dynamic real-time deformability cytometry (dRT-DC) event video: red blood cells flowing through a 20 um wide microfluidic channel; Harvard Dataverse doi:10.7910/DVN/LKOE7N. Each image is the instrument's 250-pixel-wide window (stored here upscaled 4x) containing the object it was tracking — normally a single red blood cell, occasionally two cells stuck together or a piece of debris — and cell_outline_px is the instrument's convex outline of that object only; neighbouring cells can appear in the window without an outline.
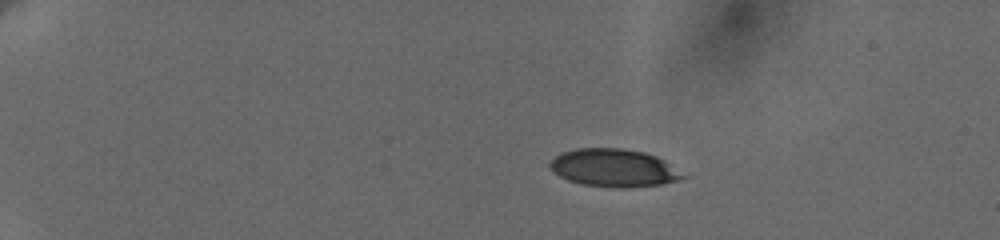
{"species": "human", "species_latin": "Homo sapiens", "temperature_condition": "cold", "stored_images_in_passage": 44, "camera_frame_rate_fps": 3000, "um_per_image_px": 0.085, "donor": {"sex": "female"}, "frame": {"image": 1, "passage_image": 1, "time_ms": 0.0, "image_size_px": [1000, 240], "cell_outline_px": [[688, 176], [680, 180], [660, 184], [624, 188], [620, 188], [580, 184], [568, 180], [560, 176], [548, 164], [556, 156], [564, 152], [576, 148], [620, 148], [644, 152], [656, 156], [664, 160]], "centroid_in_image_um": [52.21, 14.27], "position_along_channel_um": 32.8, "area_um2": 29.13}}
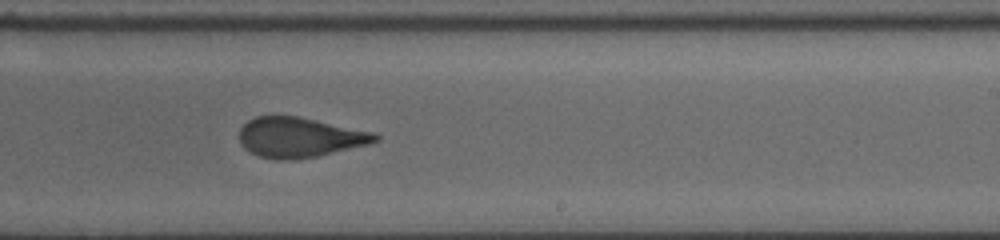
{"frame": {"image": 2, "passage_image": 26, "time_ms": 9.0, "image_size_px": [1000, 240], "cell_outline_px": [[380, 140], [368, 144], [316, 156], [292, 160], [276, 160], [260, 156], [244, 148], [240, 140], [240, 128], [248, 120], [256, 116], [300, 116], [372, 132], [380, 136]], "centroid_in_image_um": [25.45, 11.67], "position_along_channel_um": 263.5, "area_um2": 31.44}}
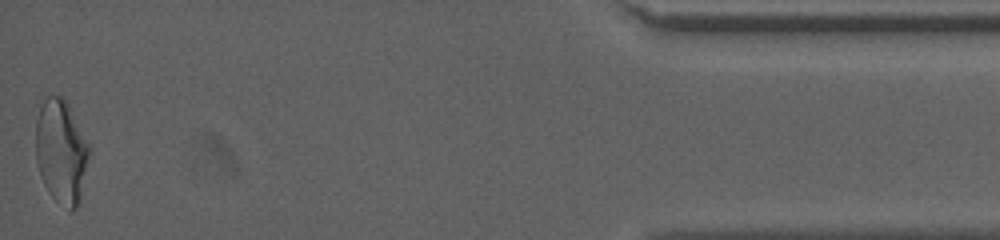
{"frame": {"image": 3, "passage_image": 44, "time_ms": 15.333, "image_size_px": [1000, 240], "cell_outline_px": [[88, 156], [80, 200], [76, 208], [72, 212], [56, 200], [48, 192], [40, 176], [36, 160], [36, 120], [40, 108], [44, 100], [48, 96], [60, 96], [68, 104], [88, 144]], "centroid_in_image_um": [5.17, 12.91], "position_along_channel_um": 430.0, "area_um2": 31.73}, "authors_computed_cell_mechanics": {"area_um2": 31.8478, "velocity_mm_per_s": 3.6661, "shape_relaxation_time_tau1_ms": 9.1152, "shape_relaxation_time_tau2_ms": 1.1624, "deformation_change_tau1": 0.2129, "deformation_change_tau2": 0.0649}}